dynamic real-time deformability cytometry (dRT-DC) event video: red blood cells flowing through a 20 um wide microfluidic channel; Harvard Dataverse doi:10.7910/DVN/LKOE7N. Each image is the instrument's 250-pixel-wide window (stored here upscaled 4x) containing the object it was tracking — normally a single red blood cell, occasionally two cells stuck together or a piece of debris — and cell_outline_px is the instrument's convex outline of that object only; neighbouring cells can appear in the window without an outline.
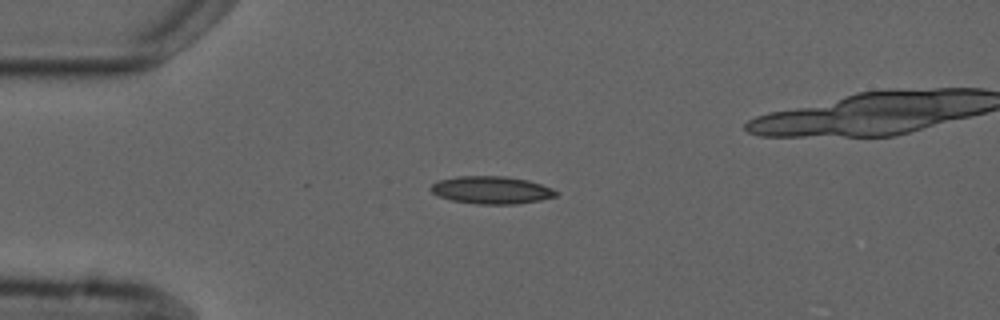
{"species": "common noctule bat (a hibernating species)", "species_latin": "Nyctalus noctula", "temperature_condition": "cold", "stored_images_in_passage": 6, "camera_frame_rate_fps": 3000, "um_per_image_px": 0.085, "animal": {"sex": "male", "forearm_length_mm": 52.5}, "frame": {"image": 1, "passage_image": 6, "time_ms": 7.333, "image_size_px": [1000, 320], "cell_outline_px": [[560, 192], [556, 196], [540, 200], [516, 204], [476, 204], [452, 200], [440, 196], [432, 192], [428, 188], [432, 184], [440, 180], [456, 176], [504, 176], [528, 180], [552, 188]], "centroid_in_image_um": [41.78, 16.15], "position_along_channel_um": 43.2, "area_um2": 20.11}}